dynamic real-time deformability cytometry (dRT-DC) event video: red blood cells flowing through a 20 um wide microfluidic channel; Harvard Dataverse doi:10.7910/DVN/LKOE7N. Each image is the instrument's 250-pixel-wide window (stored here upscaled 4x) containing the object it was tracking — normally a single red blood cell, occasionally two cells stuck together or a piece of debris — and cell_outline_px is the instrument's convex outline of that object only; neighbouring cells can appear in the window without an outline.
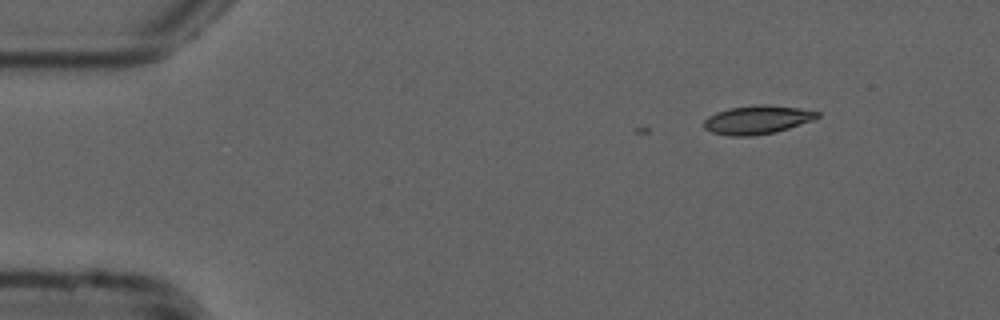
{"species": "common noctule bat (a hibernating species)", "species_latin": "Nyctalus noctula", "temperature_condition": "cold", "stored_images_in_passage": 9, "camera_frame_rate_fps": 3000, "um_per_image_px": 0.085, "animal": {"sex": "male", "forearm_length_mm": 52.5}, "frame": {"image": 1, "passage_image": 1, "time_ms": 0.0, "image_size_px": [1000, 320], "cell_outline_px": [[820, 116], [812, 120], [776, 132], [752, 136], [732, 136], [712, 132], [704, 128], [704, 120], [708, 116], [716, 112], [728, 108], [752, 104], [764, 104], [800, 108], [820, 112]], "centroid_in_image_um": [64.35, 10.17], "position_along_channel_um": 20.7, "area_um2": 18.96}}